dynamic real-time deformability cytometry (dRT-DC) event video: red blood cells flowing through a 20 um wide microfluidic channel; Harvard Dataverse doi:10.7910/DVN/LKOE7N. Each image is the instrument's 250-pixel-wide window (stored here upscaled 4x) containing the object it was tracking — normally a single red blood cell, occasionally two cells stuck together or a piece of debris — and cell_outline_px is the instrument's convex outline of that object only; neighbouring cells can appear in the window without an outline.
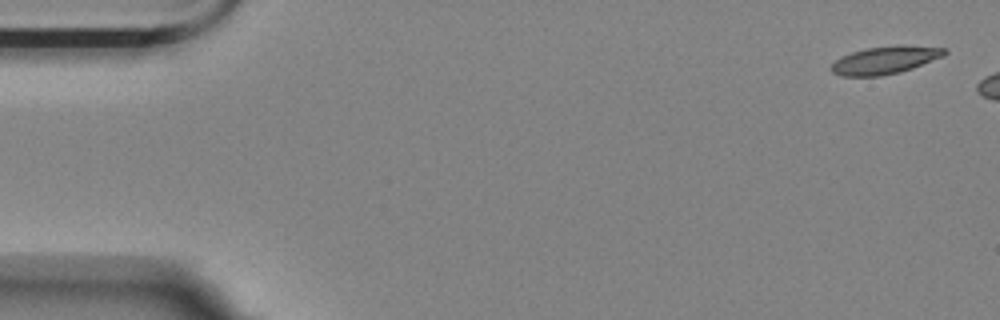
{"species": "Egyptian fruit bat (a non-hibernating species)", "species_latin": "Rousettus aegyptiacus", "temperature_condition": "room temperature", "stored_images_in_passage": 3, "camera_frame_rate_fps": 3000, "um_per_image_px": 0.085, "animal": {"sex": "female"}, "frame": {"image": 1, "passage_image": 1, "time_ms": 0.0, "image_size_px": [1000, 320], "cell_outline_px": [[948, 52], [944, 56], [912, 68], [900, 72], [880, 76], [840, 76], [832, 72], [828, 68], [840, 56], [852, 52], [868, 48], [896, 44], [900, 44], [948, 48]], "centroid_in_image_um": [75.24, 5.1], "position_along_channel_um": 9.8, "area_um2": 18.55}}